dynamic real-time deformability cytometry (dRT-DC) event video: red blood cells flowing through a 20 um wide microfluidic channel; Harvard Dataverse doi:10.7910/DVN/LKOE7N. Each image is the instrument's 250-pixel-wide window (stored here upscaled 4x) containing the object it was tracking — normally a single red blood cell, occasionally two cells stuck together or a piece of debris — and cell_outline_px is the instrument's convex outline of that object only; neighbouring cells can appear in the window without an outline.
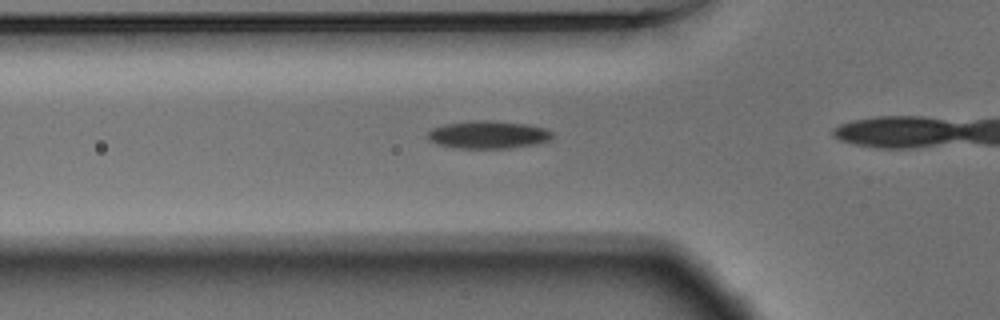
{"species": "Egyptian fruit bat (a non-hibernating species)", "species_latin": "Rousettus aegyptiacus", "temperature_condition": "warm", "stored_images_in_passage": 36, "camera_frame_rate_fps": 3000, "um_per_image_px": 0.085, "animal": {"sex": "male"}, "frame": {"image": 1, "passage_image": 12, "time_ms": 3.667, "image_size_px": [1000, 320], "cell_outline_px": [[552, 136], [548, 140], [536, 144], [508, 148], [460, 148], [436, 144], [428, 140], [428, 132], [432, 128], [444, 124], [476, 120], [492, 120], [528, 124], [544, 128], [552, 132]], "centroid_in_image_um": [41.47, 11.44], "position_along_channel_um": 84.3, "area_um2": 20.11}}
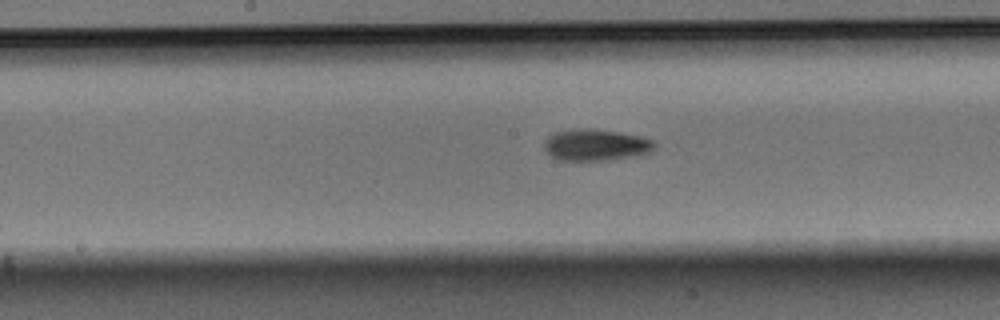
{"frame": {"image": 2, "passage_image": 21, "time_ms": 6.667, "image_size_px": [1000, 320], "cell_outline_px": [[656, 148], [652, 152], [636, 156], [600, 160], [560, 160], [552, 156], [544, 148], [544, 144], [548, 136], [556, 132], [580, 128], [592, 128], [620, 132], [640, 136], [652, 140], [656, 144]], "centroid_in_image_um": [50.68, 12.31], "position_along_channel_um": 197.5, "area_um2": 20.23}}
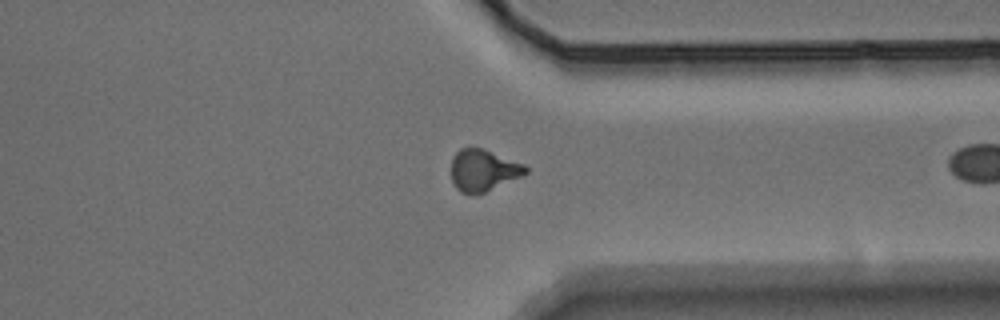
{"frame": {"image": 3, "passage_image": 35, "time_ms": 11.333, "image_size_px": [1000, 320], "cell_outline_px": [[528, 172], [524, 176], [484, 192], [460, 192], [456, 188], [452, 180], [452, 156], [460, 148], [480, 148], [524, 164], [528, 168]], "centroid_in_image_um": [41.09, 14.46], "position_along_channel_um": 370.3, "area_um2": 17.74}}